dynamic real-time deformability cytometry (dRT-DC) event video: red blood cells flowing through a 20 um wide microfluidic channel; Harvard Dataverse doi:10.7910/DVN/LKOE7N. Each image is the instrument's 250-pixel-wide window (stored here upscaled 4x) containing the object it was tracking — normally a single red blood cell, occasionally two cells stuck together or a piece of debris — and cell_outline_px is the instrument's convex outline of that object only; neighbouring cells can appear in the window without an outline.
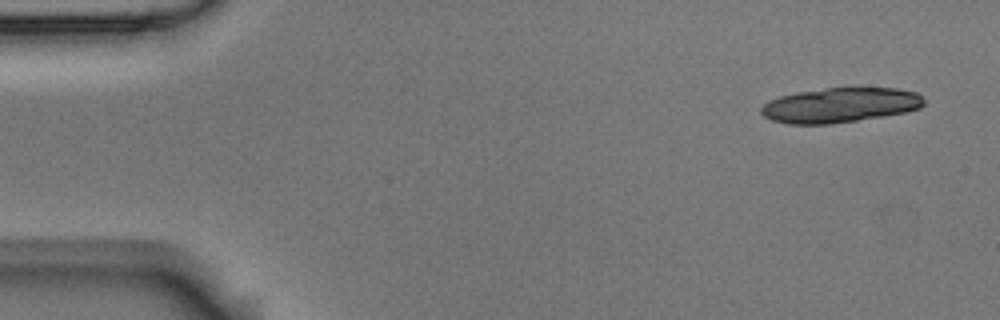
{"species": "Egyptian fruit bat (a non-hibernating species)", "species_latin": "Rousettus aegyptiacus", "temperature_condition": "room temperature", "stored_images_in_passage": 5, "segment_of_instrument_passage": [1, 2], "camera_frame_rate_fps": 3000, "um_per_image_px": 0.085, "animal": {"sex": "male"}, "frame": {"image": 1, "passage_image": 1, "time_ms": 0.0, "image_size_px": [1000, 320], "cell_outline_px": [[924, 104], [920, 108], [904, 112], [832, 124], [788, 124], [772, 120], [764, 116], [760, 112], [760, 108], [768, 100], [780, 96], [796, 92], [856, 84], [896, 88], [916, 92], [924, 96]], "centroid_in_image_um": [71.44, 8.88], "position_along_channel_um": 13.6, "area_um2": 33.99}}